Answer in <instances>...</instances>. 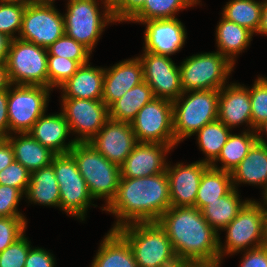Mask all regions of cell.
I'll use <instances>...</instances> for the list:
<instances>
[{
	"mask_svg": "<svg viewBox=\"0 0 267 267\" xmlns=\"http://www.w3.org/2000/svg\"><path fill=\"white\" fill-rule=\"evenodd\" d=\"M13 87V88H12ZM51 88L38 85H15L8 89L9 135L29 132L46 113Z\"/></svg>",
	"mask_w": 267,
	"mask_h": 267,
	"instance_id": "11",
	"label": "cell"
},
{
	"mask_svg": "<svg viewBox=\"0 0 267 267\" xmlns=\"http://www.w3.org/2000/svg\"><path fill=\"white\" fill-rule=\"evenodd\" d=\"M239 267H267V246L244 251Z\"/></svg>",
	"mask_w": 267,
	"mask_h": 267,
	"instance_id": "46",
	"label": "cell"
},
{
	"mask_svg": "<svg viewBox=\"0 0 267 267\" xmlns=\"http://www.w3.org/2000/svg\"><path fill=\"white\" fill-rule=\"evenodd\" d=\"M154 98L152 88L143 81L128 90L109 107V118L117 122L131 123L139 110Z\"/></svg>",
	"mask_w": 267,
	"mask_h": 267,
	"instance_id": "29",
	"label": "cell"
},
{
	"mask_svg": "<svg viewBox=\"0 0 267 267\" xmlns=\"http://www.w3.org/2000/svg\"><path fill=\"white\" fill-rule=\"evenodd\" d=\"M257 134V142L249 150L246 157L231 172L232 184H252L263 187V195L267 193V141Z\"/></svg>",
	"mask_w": 267,
	"mask_h": 267,
	"instance_id": "22",
	"label": "cell"
},
{
	"mask_svg": "<svg viewBox=\"0 0 267 267\" xmlns=\"http://www.w3.org/2000/svg\"><path fill=\"white\" fill-rule=\"evenodd\" d=\"M264 211L265 203L250 199L244 205L239 214L223 229L226 231L225 245H221L219 237L221 259L225 255H234L264 245Z\"/></svg>",
	"mask_w": 267,
	"mask_h": 267,
	"instance_id": "8",
	"label": "cell"
},
{
	"mask_svg": "<svg viewBox=\"0 0 267 267\" xmlns=\"http://www.w3.org/2000/svg\"><path fill=\"white\" fill-rule=\"evenodd\" d=\"M222 17L258 34L262 17V1L230 0L222 10Z\"/></svg>",
	"mask_w": 267,
	"mask_h": 267,
	"instance_id": "33",
	"label": "cell"
},
{
	"mask_svg": "<svg viewBox=\"0 0 267 267\" xmlns=\"http://www.w3.org/2000/svg\"><path fill=\"white\" fill-rule=\"evenodd\" d=\"M101 1L105 10L101 12L99 11V2L97 0L68 1L67 12L63 15L65 34L81 43L91 53L104 28L112 22L116 23L112 14L110 0Z\"/></svg>",
	"mask_w": 267,
	"mask_h": 267,
	"instance_id": "6",
	"label": "cell"
},
{
	"mask_svg": "<svg viewBox=\"0 0 267 267\" xmlns=\"http://www.w3.org/2000/svg\"><path fill=\"white\" fill-rule=\"evenodd\" d=\"M138 57L143 65L144 81L152 88L155 98L173 102L183 93L179 66L169 56L144 51Z\"/></svg>",
	"mask_w": 267,
	"mask_h": 267,
	"instance_id": "15",
	"label": "cell"
},
{
	"mask_svg": "<svg viewBox=\"0 0 267 267\" xmlns=\"http://www.w3.org/2000/svg\"><path fill=\"white\" fill-rule=\"evenodd\" d=\"M200 2V0H146L128 22L142 23L153 19H173L180 10L183 11Z\"/></svg>",
	"mask_w": 267,
	"mask_h": 267,
	"instance_id": "34",
	"label": "cell"
},
{
	"mask_svg": "<svg viewBox=\"0 0 267 267\" xmlns=\"http://www.w3.org/2000/svg\"><path fill=\"white\" fill-rule=\"evenodd\" d=\"M262 197H263V200H264L263 202H264L265 205H266V206H265V211H264V212H267V208H266V207H267V193H266L264 196H262Z\"/></svg>",
	"mask_w": 267,
	"mask_h": 267,
	"instance_id": "58",
	"label": "cell"
},
{
	"mask_svg": "<svg viewBox=\"0 0 267 267\" xmlns=\"http://www.w3.org/2000/svg\"><path fill=\"white\" fill-rule=\"evenodd\" d=\"M158 223L165 229L177 258L211 260L219 256V233L196 207L167 209Z\"/></svg>",
	"mask_w": 267,
	"mask_h": 267,
	"instance_id": "2",
	"label": "cell"
},
{
	"mask_svg": "<svg viewBox=\"0 0 267 267\" xmlns=\"http://www.w3.org/2000/svg\"><path fill=\"white\" fill-rule=\"evenodd\" d=\"M141 24L146 25L143 51L171 56L183 48L186 29L178 18L153 19Z\"/></svg>",
	"mask_w": 267,
	"mask_h": 267,
	"instance_id": "17",
	"label": "cell"
},
{
	"mask_svg": "<svg viewBox=\"0 0 267 267\" xmlns=\"http://www.w3.org/2000/svg\"><path fill=\"white\" fill-rule=\"evenodd\" d=\"M231 129L227 128L218 119L206 124L198 132L195 133L198 140L199 149L203 151L206 158L202 161L211 165L219 156L222 147L228 140L231 134Z\"/></svg>",
	"mask_w": 267,
	"mask_h": 267,
	"instance_id": "35",
	"label": "cell"
},
{
	"mask_svg": "<svg viewBox=\"0 0 267 267\" xmlns=\"http://www.w3.org/2000/svg\"><path fill=\"white\" fill-rule=\"evenodd\" d=\"M256 142V131L245 129L238 135L231 133L227 142L222 147L219 156L210 166L231 173L246 157L249 150ZM218 161L222 163V166L218 167L216 165Z\"/></svg>",
	"mask_w": 267,
	"mask_h": 267,
	"instance_id": "32",
	"label": "cell"
},
{
	"mask_svg": "<svg viewBox=\"0 0 267 267\" xmlns=\"http://www.w3.org/2000/svg\"><path fill=\"white\" fill-rule=\"evenodd\" d=\"M89 143L108 161L121 166L137 140L130 123L109 119Z\"/></svg>",
	"mask_w": 267,
	"mask_h": 267,
	"instance_id": "16",
	"label": "cell"
},
{
	"mask_svg": "<svg viewBox=\"0 0 267 267\" xmlns=\"http://www.w3.org/2000/svg\"><path fill=\"white\" fill-rule=\"evenodd\" d=\"M11 40L7 35L0 33V63L6 62Z\"/></svg>",
	"mask_w": 267,
	"mask_h": 267,
	"instance_id": "50",
	"label": "cell"
},
{
	"mask_svg": "<svg viewBox=\"0 0 267 267\" xmlns=\"http://www.w3.org/2000/svg\"><path fill=\"white\" fill-rule=\"evenodd\" d=\"M23 195L18 188L0 184V217H25L17 207Z\"/></svg>",
	"mask_w": 267,
	"mask_h": 267,
	"instance_id": "43",
	"label": "cell"
},
{
	"mask_svg": "<svg viewBox=\"0 0 267 267\" xmlns=\"http://www.w3.org/2000/svg\"><path fill=\"white\" fill-rule=\"evenodd\" d=\"M221 258L211 260H186V267H220Z\"/></svg>",
	"mask_w": 267,
	"mask_h": 267,
	"instance_id": "49",
	"label": "cell"
},
{
	"mask_svg": "<svg viewBox=\"0 0 267 267\" xmlns=\"http://www.w3.org/2000/svg\"><path fill=\"white\" fill-rule=\"evenodd\" d=\"M173 148L161 143L137 142L120 166L121 177L140 178L166 171V153Z\"/></svg>",
	"mask_w": 267,
	"mask_h": 267,
	"instance_id": "18",
	"label": "cell"
},
{
	"mask_svg": "<svg viewBox=\"0 0 267 267\" xmlns=\"http://www.w3.org/2000/svg\"><path fill=\"white\" fill-rule=\"evenodd\" d=\"M161 267H186V260L177 258L174 261H172L168 264H165Z\"/></svg>",
	"mask_w": 267,
	"mask_h": 267,
	"instance_id": "54",
	"label": "cell"
},
{
	"mask_svg": "<svg viewBox=\"0 0 267 267\" xmlns=\"http://www.w3.org/2000/svg\"><path fill=\"white\" fill-rule=\"evenodd\" d=\"M264 77L255 79L252 88H249L252 131L267 121V77Z\"/></svg>",
	"mask_w": 267,
	"mask_h": 267,
	"instance_id": "36",
	"label": "cell"
},
{
	"mask_svg": "<svg viewBox=\"0 0 267 267\" xmlns=\"http://www.w3.org/2000/svg\"><path fill=\"white\" fill-rule=\"evenodd\" d=\"M17 134L18 136H13L12 133L7 138L13 148L14 160L30 173L52 164L56 153L36 141L28 132L14 133Z\"/></svg>",
	"mask_w": 267,
	"mask_h": 267,
	"instance_id": "25",
	"label": "cell"
},
{
	"mask_svg": "<svg viewBox=\"0 0 267 267\" xmlns=\"http://www.w3.org/2000/svg\"><path fill=\"white\" fill-rule=\"evenodd\" d=\"M137 142L177 145L173 132V104L154 98L147 103L130 123Z\"/></svg>",
	"mask_w": 267,
	"mask_h": 267,
	"instance_id": "12",
	"label": "cell"
},
{
	"mask_svg": "<svg viewBox=\"0 0 267 267\" xmlns=\"http://www.w3.org/2000/svg\"><path fill=\"white\" fill-rule=\"evenodd\" d=\"M25 6L0 2V33L11 39H17L20 32Z\"/></svg>",
	"mask_w": 267,
	"mask_h": 267,
	"instance_id": "39",
	"label": "cell"
},
{
	"mask_svg": "<svg viewBox=\"0 0 267 267\" xmlns=\"http://www.w3.org/2000/svg\"><path fill=\"white\" fill-rule=\"evenodd\" d=\"M31 173L16 160L0 172V184L18 188L25 194Z\"/></svg>",
	"mask_w": 267,
	"mask_h": 267,
	"instance_id": "42",
	"label": "cell"
},
{
	"mask_svg": "<svg viewBox=\"0 0 267 267\" xmlns=\"http://www.w3.org/2000/svg\"><path fill=\"white\" fill-rule=\"evenodd\" d=\"M80 66L77 61L65 57L52 56L48 53V88L60 87Z\"/></svg>",
	"mask_w": 267,
	"mask_h": 267,
	"instance_id": "38",
	"label": "cell"
},
{
	"mask_svg": "<svg viewBox=\"0 0 267 267\" xmlns=\"http://www.w3.org/2000/svg\"><path fill=\"white\" fill-rule=\"evenodd\" d=\"M117 231L130 245L138 267H161L177 259L172 243L158 221L132 223Z\"/></svg>",
	"mask_w": 267,
	"mask_h": 267,
	"instance_id": "4",
	"label": "cell"
},
{
	"mask_svg": "<svg viewBox=\"0 0 267 267\" xmlns=\"http://www.w3.org/2000/svg\"><path fill=\"white\" fill-rule=\"evenodd\" d=\"M60 191V210L70 216L84 220L88 207L92 204L86 181L80 174L74 158L68 154H58L52 161Z\"/></svg>",
	"mask_w": 267,
	"mask_h": 267,
	"instance_id": "10",
	"label": "cell"
},
{
	"mask_svg": "<svg viewBox=\"0 0 267 267\" xmlns=\"http://www.w3.org/2000/svg\"><path fill=\"white\" fill-rule=\"evenodd\" d=\"M232 188L231 173L209 165L202 174L194 207L201 211L209 202L226 195Z\"/></svg>",
	"mask_w": 267,
	"mask_h": 267,
	"instance_id": "31",
	"label": "cell"
},
{
	"mask_svg": "<svg viewBox=\"0 0 267 267\" xmlns=\"http://www.w3.org/2000/svg\"><path fill=\"white\" fill-rule=\"evenodd\" d=\"M55 258L46 249L32 246L29 249L24 267H54Z\"/></svg>",
	"mask_w": 267,
	"mask_h": 267,
	"instance_id": "45",
	"label": "cell"
},
{
	"mask_svg": "<svg viewBox=\"0 0 267 267\" xmlns=\"http://www.w3.org/2000/svg\"><path fill=\"white\" fill-rule=\"evenodd\" d=\"M216 44L218 51L227 57L234 65L238 54L246 50L252 41L253 33L224 17L216 28Z\"/></svg>",
	"mask_w": 267,
	"mask_h": 267,
	"instance_id": "28",
	"label": "cell"
},
{
	"mask_svg": "<svg viewBox=\"0 0 267 267\" xmlns=\"http://www.w3.org/2000/svg\"><path fill=\"white\" fill-rule=\"evenodd\" d=\"M12 85L5 63H0V92L8 90Z\"/></svg>",
	"mask_w": 267,
	"mask_h": 267,
	"instance_id": "51",
	"label": "cell"
},
{
	"mask_svg": "<svg viewBox=\"0 0 267 267\" xmlns=\"http://www.w3.org/2000/svg\"><path fill=\"white\" fill-rule=\"evenodd\" d=\"M54 2L55 0H33V4H38V5H54Z\"/></svg>",
	"mask_w": 267,
	"mask_h": 267,
	"instance_id": "55",
	"label": "cell"
},
{
	"mask_svg": "<svg viewBox=\"0 0 267 267\" xmlns=\"http://www.w3.org/2000/svg\"><path fill=\"white\" fill-rule=\"evenodd\" d=\"M233 68L234 64L217 51L189 56L179 65L182 90H220Z\"/></svg>",
	"mask_w": 267,
	"mask_h": 267,
	"instance_id": "7",
	"label": "cell"
},
{
	"mask_svg": "<svg viewBox=\"0 0 267 267\" xmlns=\"http://www.w3.org/2000/svg\"><path fill=\"white\" fill-rule=\"evenodd\" d=\"M258 34L267 35V2L262 3V17Z\"/></svg>",
	"mask_w": 267,
	"mask_h": 267,
	"instance_id": "52",
	"label": "cell"
},
{
	"mask_svg": "<svg viewBox=\"0 0 267 267\" xmlns=\"http://www.w3.org/2000/svg\"><path fill=\"white\" fill-rule=\"evenodd\" d=\"M143 81V65L139 57L126 59L108 69L104 68L102 100L109 108L128 90Z\"/></svg>",
	"mask_w": 267,
	"mask_h": 267,
	"instance_id": "20",
	"label": "cell"
},
{
	"mask_svg": "<svg viewBox=\"0 0 267 267\" xmlns=\"http://www.w3.org/2000/svg\"><path fill=\"white\" fill-rule=\"evenodd\" d=\"M209 165L196 161L175 166L167 164L166 173L169 179L170 202L173 207H194L200 180Z\"/></svg>",
	"mask_w": 267,
	"mask_h": 267,
	"instance_id": "19",
	"label": "cell"
},
{
	"mask_svg": "<svg viewBox=\"0 0 267 267\" xmlns=\"http://www.w3.org/2000/svg\"><path fill=\"white\" fill-rule=\"evenodd\" d=\"M171 207L169 179L166 171L140 178L120 177L116 196L103 210L117 218L111 228L155 222Z\"/></svg>",
	"mask_w": 267,
	"mask_h": 267,
	"instance_id": "1",
	"label": "cell"
},
{
	"mask_svg": "<svg viewBox=\"0 0 267 267\" xmlns=\"http://www.w3.org/2000/svg\"><path fill=\"white\" fill-rule=\"evenodd\" d=\"M238 189L234 187L214 202H209L202 210L206 222L218 233L223 230L249 201H241Z\"/></svg>",
	"mask_w": 267,
	"mask_h": 267,
	"instance_id": "30",
	"label": "cell"
},
{
	"mask_svg": "<svg viewBox=\"0 0 267 267\" xmlns=\"http://www.w3.org/2000/svg\"><path fill=\"white\" fill-rule=\"evenodd\" d=\"M25 217H0V252L25 234Z\"/></svg>",
	"mask_w": 267,
	"mask_h": 267,
	"instance_id": "41",
	"label": "cell"
},
{
	"mask_svg": "<svg viewBox=\"0 0 267 267\" xmlns=\"http://www.w3.org/2000/svg\"><path fill=\"white\" fill-rule=\"evenodd\" d=\"M30 243L23 234L3 252H0V267H24Z\"/></svg>",
	"mask_w": 267,
	"mask_h": 267,
	"instance_id": "40",
	"label": "cell"
},
{
	"mask_svg": "<svg viewBox=\"0 0 267 267\" xmlns=\"http://www.w3.org/2000/svg\"><path fill=\"white\" fill-rule=\"evenodd\" d=\"M14 161V152L7 139H0V172Z\"/></svg>",
	"mask_w": 267,
	"mask_h": 267,
	"instance_id": "48",
	"label": "cell"
},
{
	"mask_svg": "<svg viewBox=\"0 0 267 267\" xmlns=\"http://www.w3.org/2000/svg\"><path fill=\"white\" fill-rule=\"evenodd\" d=\"M145 2L146 0H110L115 21L127 22Z\"/></svg>",
	"mask_w": 267,
	"mask_h": 267,
	"instance_id": "44",
	"label": "cell"
},
{
	"mask_svg": "<svg viewBox=\"0 0 267 267\" xmlns=\"http://www.w3.org/2000/svg\"><path fill=\"white\" fill-rule=\"evenodd\" d=\"M0 2L9 4H18L25 7L33 4V0H0Z\"/></svg>",
	"mask_w": 267,
	"mask_h": 267,
	"instance_id": "53",
	"label": "cell"
},
{
	"mask_svg": "<svg viewBox=\"0 0 267 267\" xmlns=\"http://www.w3.org/2000/svg\"><path fill=\"white\" fill-rule=\"evenodd\" d=\"M69 154L74 158L91 197L104 198L107 207L117 193L121 177L120 166L108 161L89 142H77Z\"/></svg>",
	"mask_w": 267,
	"mask_h": 267,
	"instance_id": "3",
	"label": "cell"
},
{
	"mask_svg": "<svg viewBox=\"0 0 267 267\" xmlns=\"http://www.w3.org/2000/svg\"><path fill=\"white\" fill-rule=\"evenodd\" d=\"M256 134H260L261 132H265L267 135V121H265L263 124H261L256 130Z\"/></svg>",
	"mask_w": 267,
	"mask_h": 267,
	"instance_id": "57",
	"label": "cell"
},
{
	"mask_svg": "<svg viewBox=\"0 0 267 267\" xmlns=\"http://www.w3.org/2000/svg\"><path fill=\"white\" fill-rule=\"evenodd\" d=\"M91 267H138L127 240L110 230L99 245Z\"/></svg>",
	"mask_w": 267,
	"mask_h": 267,
	"instance_id": "26",
	"label": "cell"
},
{
	"mask_svg": "<svg viewBox=\"0 0 267 267\" xmlns=\"http://www.w3.org/2000/svg\"><path fill=\"white\" fill-rule=\"evenodd\" d=\"M104 68L93 67L90 63L81 65L78 70L58 89L61 98L102 100Z\"/></svg>",
	"mask_w": 267,
	"mask_h": 267,
	"instance_id": "24",
	"label": "cell"
},
{
	"mask_svg": "<svg viewBox=\"0 0 267 267\" xmlns=\"http://www.w3.org/2000/svg\"><path fill=\"white\" fill-rule=\"evenodd\" d=\"M227 128H236L243 123L251 128V101L249 88L239 83H230L220 89L218 118Z\"/></svg>",
	"mask_w": 267,
	"mask_h": 267,
	"instance_id": "21",
	"label": "cell"
},
{
	"mask_svg": "<svg viewBox=\"0 0 267 267\" xmlns=\"http://www.w3.org/2000/svg\"><path fill=\"white\" fill-rule=\"evenodd\" d=\"M62 114L77 142H89L110 119L103 100L62 98Z\"/></svg>",
	"mask_w": 267,
	"mask_h": 267,
	"instance_id": "14",
	"label": "cell"
},
{
	"mask_svg": "<svg viewBox=\"0 0 267 267\" xmlns=\"http://www.w3.org/2000/svg\"><path fill=\"white\" fill-rule=\"evenodd\" d=\"M47 50L52 56L65 57L77 61L80 65L88 63L91 56L86 47L66 34L57 39Z\"/></svg>",
	"mask_w": 267,
	"mask_h": 267,
	"instance_id": "37",
	"label": "cell"
},
{
	"mask_svg": "<svg viewBox=\"0 0 267 267\" xmlns=\"http://www.w3.org/2000/svg\"><path fill=\"white\" fill-rule=\"evenodd\" d=\"M8 136V90H4L0 92V139H7Z\"/></svg>",
	"mask_w": 267,
	"mask_h": 267,
	"instance_id": "47",
	"label": "cell"
},
{
	"mask_svg": "<svg viewBox=\"0 0 267 267\" xmlns=\"http://www.w3.org/2000/svg\"><path fill=\"white\" fill-rule=\"evenodd\" d=\"M219 94L220 90L187 91L172 102L173 132L177 144L217 120Z\"/></svg>",
	"mask_w": 267,
	"mask_h": 267,
	"instance_id": "5",
	"label": "cell"
},
{
	"mask_svg": "<svg viewBox=\"0 0 267 267\" xmlns=\"http://www.w3.org/2000/svg\"><path fill=\"white\" fill-rule=\"evenodd\" d=\"M47 60L46 48L12 39L5 62L11 83L48 87Z\"/></svg>",
	"mask_w": 267,
	"mask_h": 267,
	"instance_id": "9",
	"label": "cell"
},
{
	"mask_svg": "<svg viewBox=\"0 0 267 267\" xmlns=\"http://www.w3.org/2000/svg\"><path fill=\"white\" fill-rule=\"evenodd\" d=\"M45 114L37 120L28 133L57 155L68 154L77 141L73 139L68 144L65 142L71 130L64 115L62 112L52 115Z\"/></svg>",
	"mask_w": 267,
	"mask_h": 267,
	"instance_id": "23",
	"label": "cell"
},
{
	"mask_svg": "<svg viewBox=\"0 0 267 267\" xmlns=\"http://www.w3.org/2000/svg\"><path fill=\"white\" fill-rule=\"evenodd\" d=\"M24 195L30 203L59 208V184L52 164L31 172L30 182Z\"/></svg>",
	"mask_w": 267,
	"mask_h": 267,
	"instance_id": "27",
	"label": "cell"
},
{
	"mask_svg": "<svg viewBox=\"0 0 267 267\" xmlns=\"http://www.w3.org/2000/svg\"><path fill=\"white\" fill-rule=\"evenodd\" d=\"M264 245L267 246V212H264Z\"/></svg>",
	"mask_w": 267,
	"mask_h": 267,
	"instance_id": "56",
	"label": "cell"
},
{
	"mask_svg": "<svg viewBox=\"0 0 267 267\" xmlns=\"http://www.w3.org/2000/svg\"><path fill=\"white\" fill-rule=\"evenodd\" d=\"M64 34V17L54 5L26 6L18 39L47 49Z\"/></svg>",
	"mask_w": 267,
	"mask_h": 267,
	"instance_id": "13",
	"label": "cell"
}]
</instances>
